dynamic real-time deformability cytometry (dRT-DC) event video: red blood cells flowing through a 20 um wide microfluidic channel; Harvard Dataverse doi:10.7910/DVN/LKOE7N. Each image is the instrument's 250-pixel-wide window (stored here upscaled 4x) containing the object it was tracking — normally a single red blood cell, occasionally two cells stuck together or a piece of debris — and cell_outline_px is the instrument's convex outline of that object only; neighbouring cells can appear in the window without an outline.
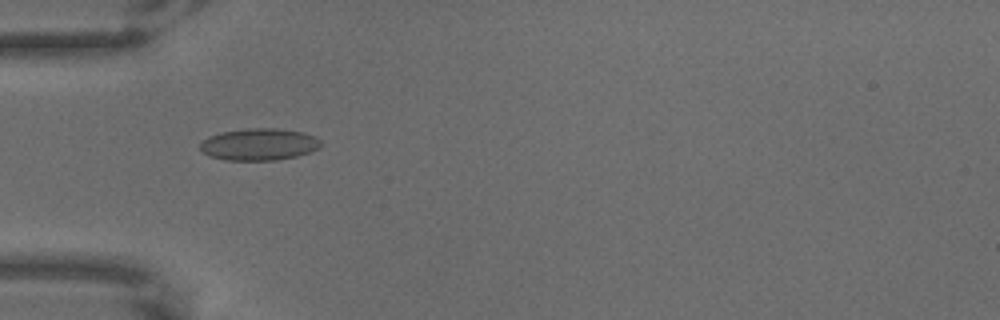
{"species": "common noctule bat (a hibernating species)", "species_latin": "Nyctalus noctula", "temperature_condition": "warm", "stored_images_in_passage": 45, "camera_frame_rate_fps": 3000, "um_per_image_px": 0.085, "animal": {"sex": "male", "body_mass_g": 18.8}, "frame": {"image": 1, "passage_image": 1, "time_ms": 0.0, "image_size_px": [1000, 320], "cell_outline_px": [[324, 144], [320, 148], [296, 156], [276, 160], [224, 160], [208, 156], [200, 152], [200, 144], [208, 136], [220, 132], [248, 128], [276, 128], [304, 132], [320, 140]], "centroid_in_image_um": [22.0, 12.27], "position_along_channel_um": 63.0, "area_um2": 22.66}}
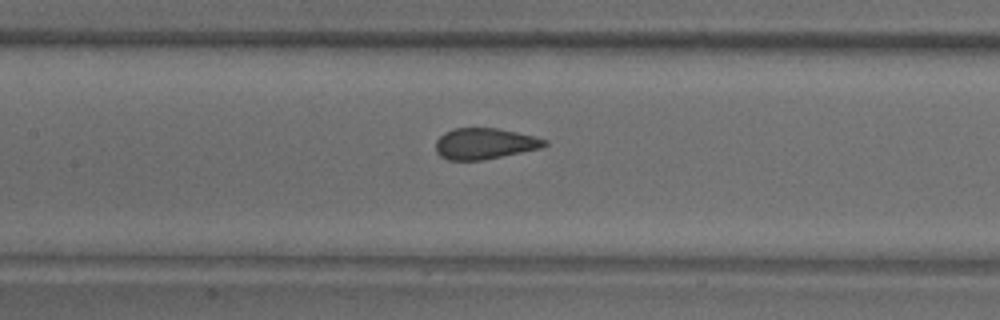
{"frame": {"image": 2, "passage_image": 11, "time_ms": 3.333, "image_size_px": [1000, 320], "cell_outline_px": [[548, 144], [540, 148], [484, 160], [448, 160], [440, 156], [436, 152], [436, 140], [444, 132], [452, 128], [496, 128], [516, 132], [548, 140]], "centroid_in_image_um": [41.16, 12.21], "position_along_channel_um": 166.2, "area_um2": 19.65}}
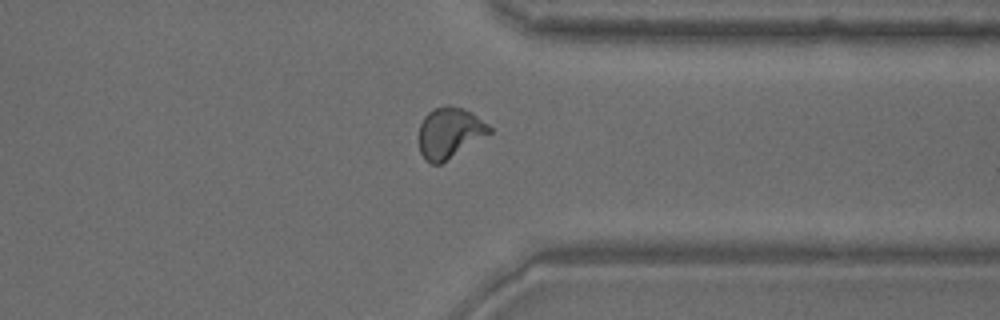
{"frame": {"image": 3, "passage_image": 31, "time_ms": 10.0, "image_size_px": [1000, 320], "cell_outline_px": [[492, 132], [440, 164], [432, 164], [424, 160], [420, 152], [420, 124], [424, 116], [432, 108], [448, 104], [464, 108], [472, 112], [488, 124], [492, 128]], "centroid_in_image_um": [38.21, 11.26], "position_along_channel_um": 373.2, "area_um2": 20.87}}